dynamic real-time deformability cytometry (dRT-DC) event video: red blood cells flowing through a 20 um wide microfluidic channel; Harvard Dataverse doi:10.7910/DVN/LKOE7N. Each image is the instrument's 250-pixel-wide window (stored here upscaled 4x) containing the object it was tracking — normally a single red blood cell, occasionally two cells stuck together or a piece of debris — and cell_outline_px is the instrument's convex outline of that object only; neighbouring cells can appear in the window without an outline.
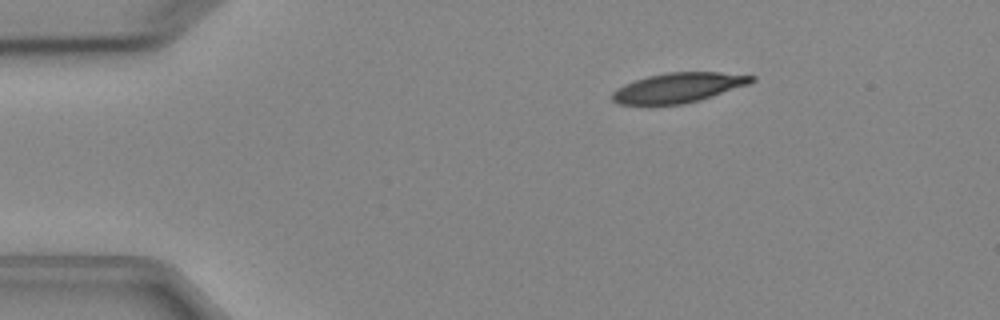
{"species": "Egyptian fruit bat (a non-hibernating species)", "species_latin": "Rousettus aegyptiacus", "temperature_condition": "cold", "stored_images_in_passage": 3, "camera_frame_rate_fps": 3000, "um_per_image_px": 0.085, "animal": {"sex": "female"}, "frame": {"image": 1, "passage_image": 2, "time_ms": 1.333, "image_size_px": [1000, 320], "cell_outline_px": [[756, 80], [748, 84], [700, 100], [684, 104], [620, 104], [612, 100], [612, 92], [616, 88], [624, 84], [648, 76], [668, 72], [720, 72], [756, 76]], "centroid_in_image_um": [57.66, 7.44], "position_along_channel_um": 27.3, "area_um2": 23.99}}